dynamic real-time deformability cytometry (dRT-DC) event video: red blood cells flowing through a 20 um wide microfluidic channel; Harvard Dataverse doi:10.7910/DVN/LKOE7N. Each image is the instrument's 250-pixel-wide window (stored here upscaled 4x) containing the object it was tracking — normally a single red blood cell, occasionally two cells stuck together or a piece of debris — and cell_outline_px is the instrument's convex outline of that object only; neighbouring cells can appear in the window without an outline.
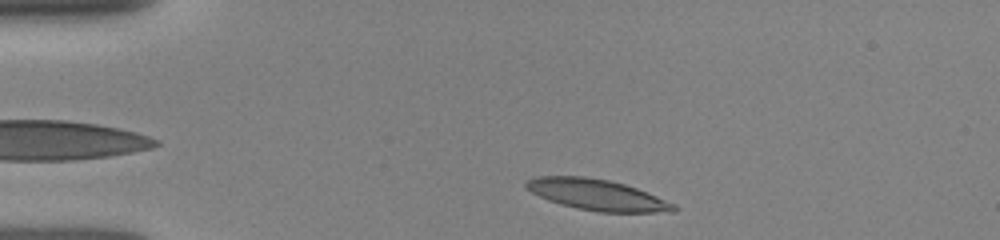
{"species": "human", "species_latin": "Homo sapiens", "temperature_condition": "room temperature", "stored_images_in_passage": 38, "camera_frame_rate_fps": 3000, "um_per_image_px": 0.085, "donor": {"sex": "female"}, "frame": {"image": 1, "passage_image": 2, "time_ms": 0.333, "image_size_px": [1000, 240], "cell_outline_px": [[680, 208], [676, 212], [600, 212], [576, 208], [560, 204], [548, 200], [524, 188], [524, 184], [528, 180], [536, 176], [584, 176], [608, 180], [624, 184], [636, 188], [676, 204]], "centroid_in_image_um": [50.76, 16.56], "position_along_channel_um": 34.2, "area_um2": 26.65}}
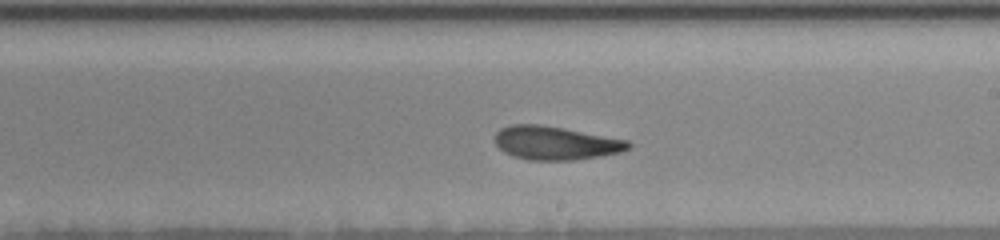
{"frame": {"image": 2, "passage_image": 21, "time_ms": 6.667, "image_size_px": [1000, 240], "cell_outline_px": [[632, 148], [620, 152], [600, 156], [572, 160], [528, 160], [512, 156], [504, 152], [496, 144], [496, 132], [500, 128], [512, 124], [540, 124], [628, 140], [632, 144]], "centroid_in_image_um": [47.22, 12.16], "position_along_channel_um": 241.8, "area_um2": 26.01}}
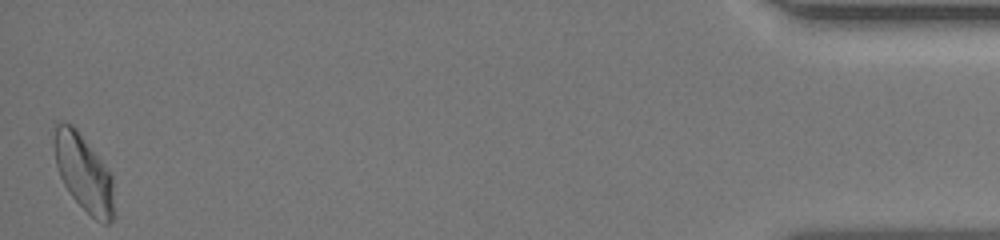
{"frame": {"image": 3, "passage_image": 38, "time_ms": 13.333, "image_size_px": [1000, 240], "cell_outline_px": [[116, 216], [108, 224], [104, 224], [96, 220], [72, 196], [64, 184], [60, 176], [56, 164], [56, 120], [64, 120], [72, 124], [76, 128], [112, 176]], "centroid_in_image_um": [7.16, 14.74], "position_along_channel_um": 428.0, "area_um2": 26.36}}